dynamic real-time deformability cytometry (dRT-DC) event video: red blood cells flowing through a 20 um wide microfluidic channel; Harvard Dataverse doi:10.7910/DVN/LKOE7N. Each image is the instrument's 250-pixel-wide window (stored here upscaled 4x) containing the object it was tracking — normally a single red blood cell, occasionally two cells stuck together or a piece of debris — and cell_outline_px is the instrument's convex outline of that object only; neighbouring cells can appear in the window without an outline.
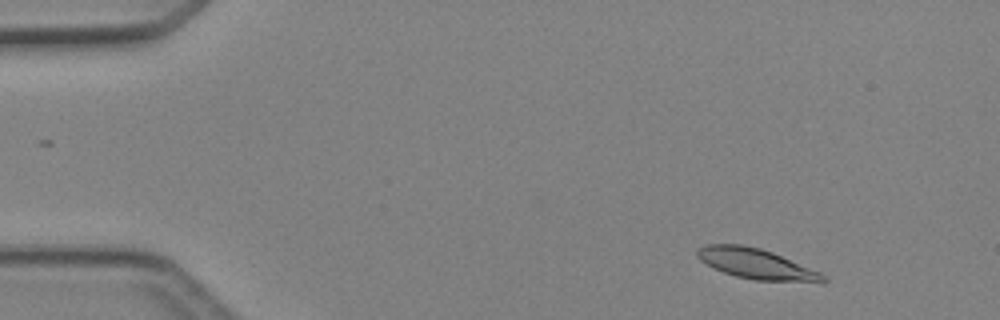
{"species": "Egyptian fruit bat (a non-hibernating species)", "species_latin": "Rousettus aegyptiacus", "temperature_condition": "cold", "stored_images_in_passage": 9, "camera_frame_rate_fps": 3000, "um_per_image_px": 0.085, "animal": {"sex": "female"}, "frame": {"image": 1, "passage_image": 5, "time_ms": 1.333, "image_size_px": [1000, 320], "cell_outline_px": [[828, 280], [824, 284], [756, 280], [736, 276], [724, 272], [700, 260], [696, 256], [696, 252], [704, 244], [740, 244], [760, 248], [772, 252], [820, 272], [828, 276]], "centroid_in_image_um": [64.39, 22.46], "position_along_channel_um": 20.6, "area_um2": 22.48}}